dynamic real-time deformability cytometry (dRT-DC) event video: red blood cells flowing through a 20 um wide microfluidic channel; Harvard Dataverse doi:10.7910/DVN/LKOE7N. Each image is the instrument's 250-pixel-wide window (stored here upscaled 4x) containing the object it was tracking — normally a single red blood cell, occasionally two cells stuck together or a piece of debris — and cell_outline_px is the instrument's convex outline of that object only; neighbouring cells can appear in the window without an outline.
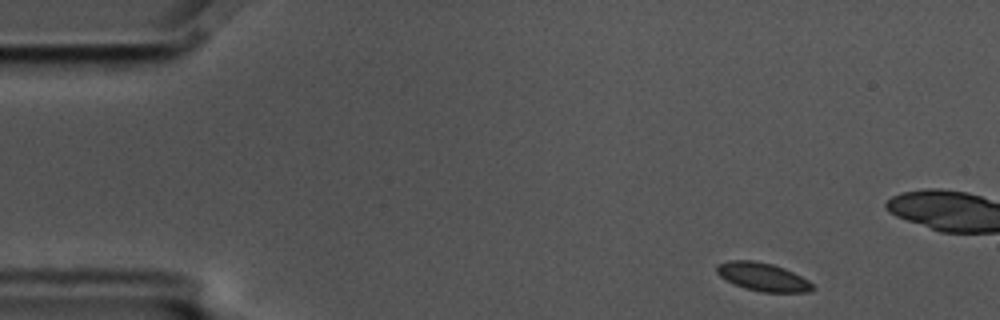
{"species": "common noctule bat (a hibernating species)", "species_latin": "Nyctalus noctula", "temperature_condition": "cold", "stored_images_in_passage": 10, "camera_frame_rate_fps": 3000, "um_per_image_px": 0.085, "animal": {"sex": "male", "body_mass_g": 17.5, "forearm_length_mm": 52.3}, "frame": {"image": 1, "passage_image": 1, "time_ms": 0.0, "image_size_px": [1000, 320], "cell_outline_px": [[816, 288], [808, 292], [764, 292], [744, 288], [732, 284], [720, 276], [716, 272], [716, 264], [728, 260], [752, 260], [772, 264], [784, 268], [808, 280]], "centroid_in_image_um": [64.8, 23.53], "position_along_channel_um": 20.2, "area_um2": 15.84}}